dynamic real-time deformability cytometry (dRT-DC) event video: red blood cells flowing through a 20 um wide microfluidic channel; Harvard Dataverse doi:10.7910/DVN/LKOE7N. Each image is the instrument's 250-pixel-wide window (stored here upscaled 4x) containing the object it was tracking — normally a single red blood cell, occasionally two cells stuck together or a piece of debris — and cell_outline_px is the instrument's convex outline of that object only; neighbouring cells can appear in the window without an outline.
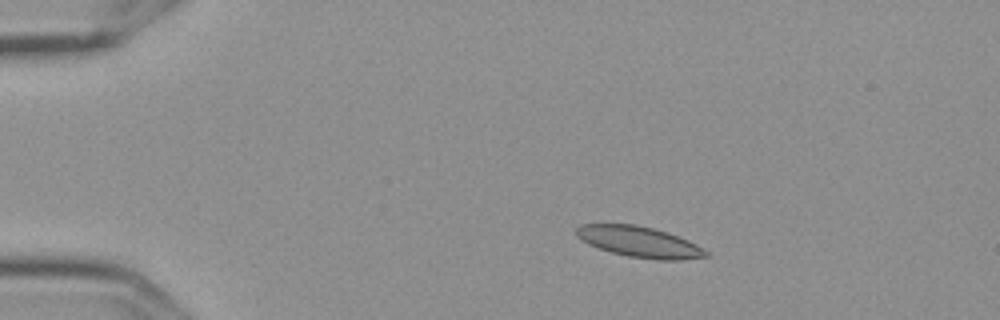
{"species": "Egyptian fruit bat (a non-hibernating species)", "species_latin": "Rousettus aegyptiacus", "temperature_condition": "cold", "stored_images_in_passage": 4, "camera_frame_rate_fps": 3000, "um_per_image_px": 0.085, "frame": {"image": 1, "passage_image": 2, "time_ms": 0.333, "image_size_px": [1000, 320], "cell_outline_px": [[708, 256], [680, 260], [660, 260], [628, 256], [612, 252], [588, 244], [580, 240], [576, 236], [576, 228], [580, 224], [636, 224], [668, 232], [688, 240], [696, 244], [708, 252]], "centroid_in_image_um": [54.33, 20.55], "position_along_channel_um": 30.7, "area_um2": 23.18}}